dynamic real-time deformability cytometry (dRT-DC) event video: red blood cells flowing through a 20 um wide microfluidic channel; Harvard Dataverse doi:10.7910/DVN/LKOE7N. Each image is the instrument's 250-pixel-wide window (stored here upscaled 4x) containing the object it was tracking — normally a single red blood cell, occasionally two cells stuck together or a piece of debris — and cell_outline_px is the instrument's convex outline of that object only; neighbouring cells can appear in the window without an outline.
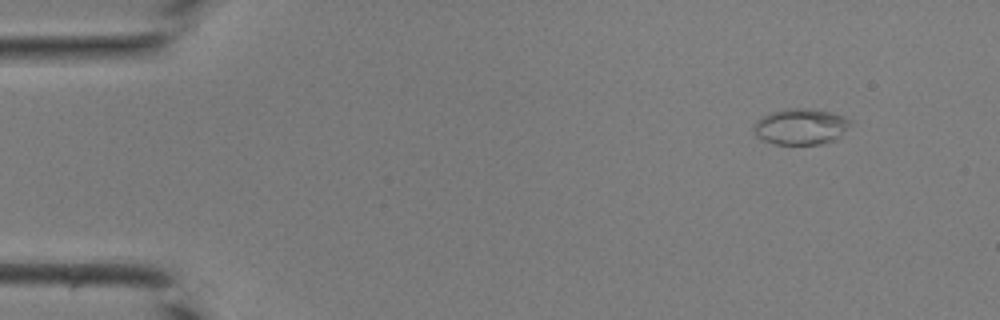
{"species": "common noctule bat (a hibernating species)", "species_latin": "Nyctalus noctula", "temperature_condition": "room temperature", "stored_images_in_passage": 39, "camera_frame_rate_fps": 3000, "um_per_image_px": 0.085, "animal": {"sex": "male", "body_mass_g": 19.0, "forearm_length_mm": 50.8}, "frame": {"image": 1, "passage_image": 1, "time_ms": 0.0, "image_size_px": [1000, 320], "cell_outline_px": [[852, 120], [836, 140], [824, 144], [772, 144], [756, 136], [752, 128], [756, 120], [772, 112], [788, 108], [804, 108], [828, 112]], "centroid_in_image_um": [68.01, 10.78], "position_along_channel_um": 17.0, "area_um2": 20.06}}
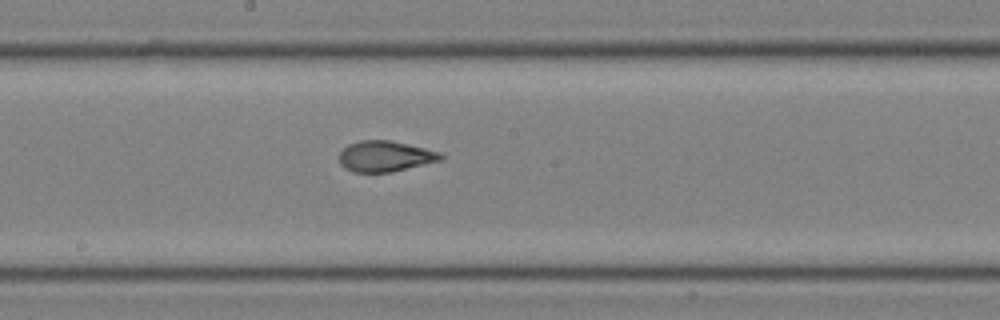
{"frame": {"image": 2, "passage_image": 20, "time_ms": 6.333, "image_size_px": [1000, 320], "cell_outline_px": [[444, 156], [440, 160], [392, 172], [352, 172], [344, 168], [340, 164], [340, 152], [348, 144], [360, 140], [388, 140], [424, 148], [440, 152]], "centroid_in_image_um": [32.7, 13.29], "position_along_channel_um": 215.5, "area_um2": 18.03}}
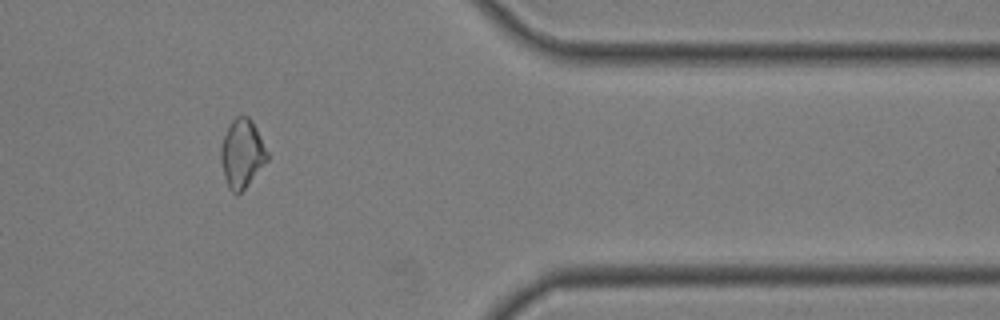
{"frame": {"image": 3, "passage_image": 32, "time_ms": 10.333, "image_size_px": [1000, 320], "cell_outline_px": [[268, 160], [244, 188], [236, 196], [228, 188], [224, 176], [220, 160], [220, 148], [224, 136], [232, 120], [236, 116], [248, 116], [252, 120], [268, 152]], "centroid_in_image_um": [20.56, 13.06], "position_along_channel_um": 390.8, "area_um2": 18.38}}